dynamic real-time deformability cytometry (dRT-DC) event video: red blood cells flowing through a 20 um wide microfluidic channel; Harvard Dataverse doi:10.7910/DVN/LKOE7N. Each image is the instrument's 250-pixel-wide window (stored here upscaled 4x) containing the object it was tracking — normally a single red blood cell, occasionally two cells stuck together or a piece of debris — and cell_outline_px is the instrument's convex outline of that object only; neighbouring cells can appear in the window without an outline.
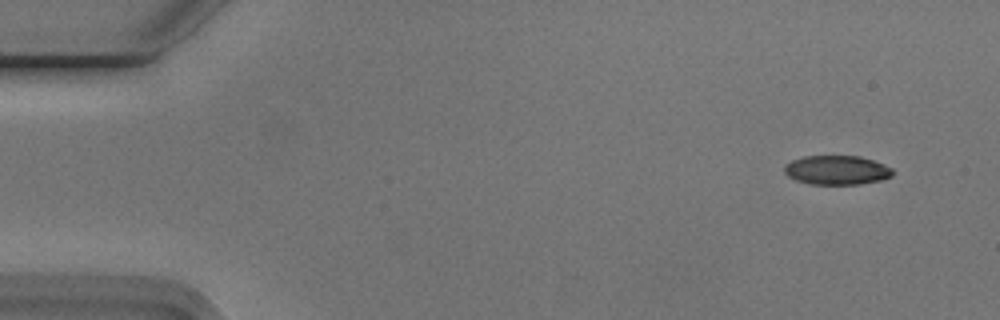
{"species": "Egyptian fruit bat (a non-hibernating species)", "species_latin": "Rousettus aegyptiacus", "temperature_condition": "cold", "stored_images_in_passage": 51, "camera_frame_rate_fps": 3000, "um_per_image_px": 0.085, "animal": {"sex": "male"}, "frame": {"image": 1, "passage_image": 1, "time_ms": 0.0, "image_size_px": [1000, 320], "cell_outline_px": [[892, 176], [884, 180], [860, 184], [808, 184], [796, 180], [788, 176], [784, 172], [784, 164], [792, 160], [804, 156], [860, 156], [872, 160], [892, 168]], "centroid_in_image_um": [71.11, 14.46], "position_along_channel_um": 13.9, "area_um2": 18.5}}
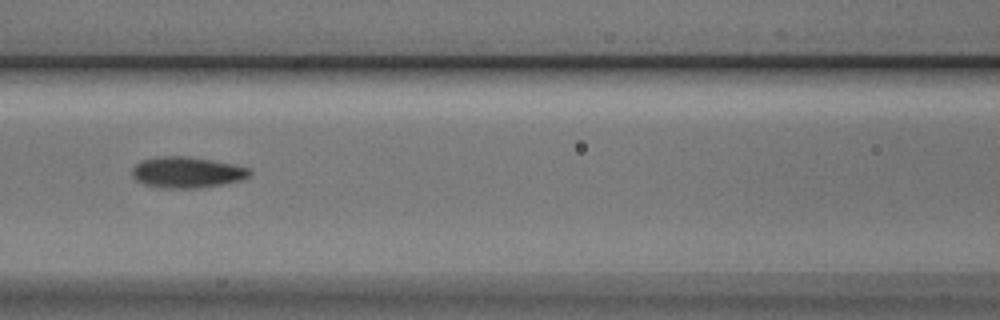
{"frame": {"image": 2, "passage_image": 21, "time_ms": 6.667, "image_size_px": [1000, 320], "cell_outline_px": [[252, 172], [248, 176], [240, 180], [220, 184], [196, 188], [160, 188], [144, 184], [136, 180], [132, 176], [132, 168], [136, 164], [144, 160], [164, 156], [180, 156], [212, 160], [232, 164], [248, 168]], "centroid_in_image_um": [15.86, 14.66], "position_along_channel_um": 150.7, "area_um2": 20.87}}
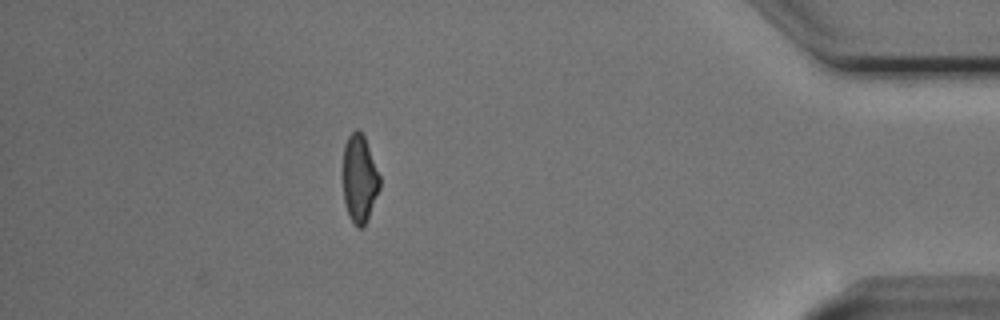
{"frame": {"image": 3, "passage_image": 45, "time_ms": 14.667, "image_size_px": [1000, 320], "cell_outline_px": [[380, 188], [364, 228], [356, 228], [344, 204], [340, 172], [340, 168], [344, 144], [348, 136], [356, 128], [364, 136], [380, 176]], "centroid_in_image_um": [30.5, 15.18], "position_along_channel_um": 404.7, "area_um2": 19.54}, "authors_computed_cell_mechanics": {"area_um2": 20.1144, "velocity_mm_per_s": 3.7711, "shape_relaxation_time_tau1_ms": 3.8817, "shape_relaxation_time_tau2_ms": 3.1235, "deformation_change_tau1": 0.1446, "deformation_change_tau2": 0.0741}}